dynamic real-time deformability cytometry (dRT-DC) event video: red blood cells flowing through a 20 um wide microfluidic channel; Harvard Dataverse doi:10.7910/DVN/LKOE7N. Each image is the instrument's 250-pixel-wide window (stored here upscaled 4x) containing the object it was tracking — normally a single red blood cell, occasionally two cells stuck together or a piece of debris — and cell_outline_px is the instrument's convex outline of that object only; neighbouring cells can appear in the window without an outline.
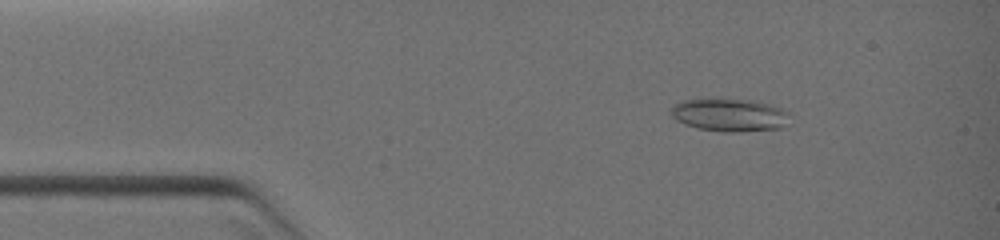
{"species": "common noctule bat (a hibernating species)", "species_latin": "Nyctalus noctula", "temperature_condition": "warm", "stored_images_in_passage": 10, "camera_frame_rate_fps": 3000, "um_per_image_px": 0.085, "animal": {"sex": "female", "body_mass_g": 19.0, "forearm_length_mm": 51.5}, "frame": {"image": 1, "passage_image": 5, "time_ms": 1.667, "image_size_px": [1000, 240], "cell_outline_px": [[788, 112], [780, 128], [740, 132], [720, 132], [696, 128], [684, 124], [676, 120], [672, 116], [672, 108], [676, 104], [684, 100], [752, 100], [768, 104], [780, 108]], "centroid_in_image_um": [61.96, 9.8], "position_along_channel_um": 23.0, "area_um2": 22.08}}
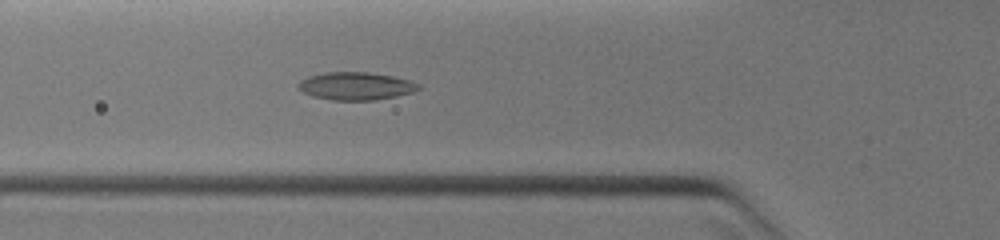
{"frame": {"image": 2, "passage_image": 10, "time_ms": 4.333, "image_size_px": [1000, 240], "cell_outline_px": [[420, 88], [412, 92], [396, 96], [376, 100], [332, 100], [312, 96], [296, 88], [296, 84], [300, 80], [308, 76], [324, 72], [368, 72], [392, 76], [408, 80], [420, 84]], "centroid_in_image_um": [30.2, 7.31], "position_along_channel_um": 95.6, "area_um2": 19.54}}